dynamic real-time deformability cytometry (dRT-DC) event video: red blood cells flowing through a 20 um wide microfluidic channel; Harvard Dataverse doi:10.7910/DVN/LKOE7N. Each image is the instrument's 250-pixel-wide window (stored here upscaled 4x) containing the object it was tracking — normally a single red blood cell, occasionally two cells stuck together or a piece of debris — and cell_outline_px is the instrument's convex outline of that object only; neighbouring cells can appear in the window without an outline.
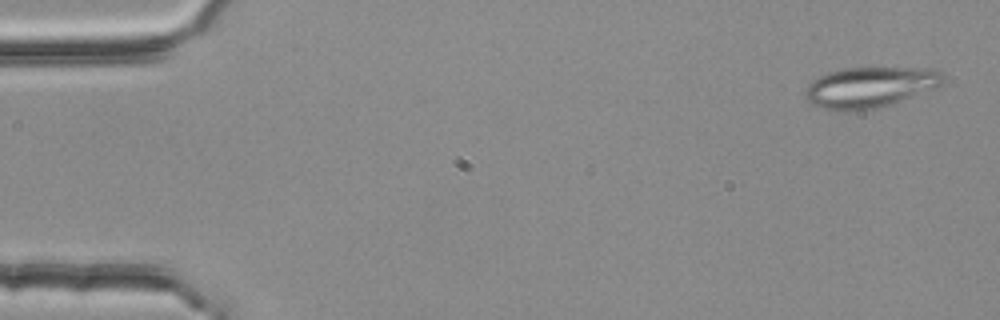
{"species": "common noctule bat (a hibernating species)", "species_latin": "Nyctalus noctula", "temperature_condition": "room temperature", "stored_images_in_passage": 3, "camera_frame_rate_fps": 3000, "um_per_image_px": 0.085, "animal": {"sex": "female", "body_mass_g": 25.1}, "frame": {"image": 1, "passage_image": 1, "time_ms": 0.0, "image_size_px": [1000, 320], "cell_outline_px": [[944, 80], [936, 88], [892, 104], [876, 108], [848, 112], [836, 112], [812, 104], [804, 96], [804, 92], [808, 84], [812, 80], [828, 72], [844, 68], [940, 68], [944, 72]], "centroid_in_image_um": [73.96, 7.42], "position_along_channel_um": 11.0, "area_um2": 33.12}}